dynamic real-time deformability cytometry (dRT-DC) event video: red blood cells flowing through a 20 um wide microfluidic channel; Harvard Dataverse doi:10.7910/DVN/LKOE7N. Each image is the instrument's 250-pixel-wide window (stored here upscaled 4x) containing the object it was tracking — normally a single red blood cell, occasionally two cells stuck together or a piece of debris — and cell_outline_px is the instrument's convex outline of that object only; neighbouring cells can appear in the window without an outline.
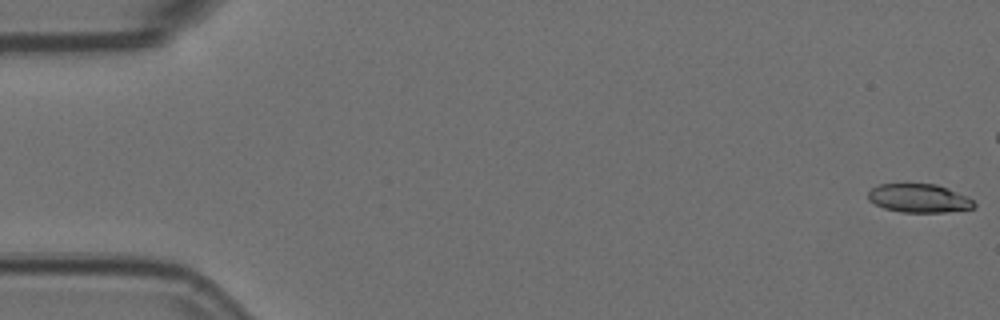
{"species": "Egyptian fruit bat (a non-hibernating species)", "species_latin": "Rousettus aegyptiacus", "temperature_condition": "room temperature", "stored_images_in_passage": 13, "camera_frame_rate_fps": 3000, "um_per_image_px": 0.085, "animal": {"sex": "female"}, "frame": {"image": 1, "passage_image": 1, "time_ms": 0.0, "image_size_px": [1000, 320], "cell_outline_px": [[976, 208], [944, 212], [900, 212], [884, 208], [868, 200], [868, 192], [872, 188], [880, 184], [936, 184], [964, 196], [972, 200], [976, 204]], "centroid_in_image_um": [78.09, 16.86], "position_along_channel_um": 6.9, "area_um2": 17.4}}